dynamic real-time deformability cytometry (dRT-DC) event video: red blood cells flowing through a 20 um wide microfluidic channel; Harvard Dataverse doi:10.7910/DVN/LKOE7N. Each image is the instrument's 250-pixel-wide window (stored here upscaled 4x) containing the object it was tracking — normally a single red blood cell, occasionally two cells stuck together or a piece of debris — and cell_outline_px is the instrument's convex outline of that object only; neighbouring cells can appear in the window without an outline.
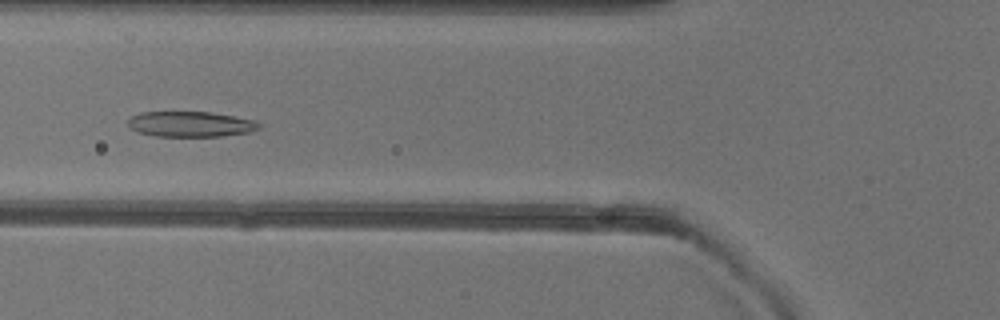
{"species": "common noctule bat (a hibernating species)", "species_latin": "Nyctalus noctula", "temperature_condition": "warm", "stored_images_in_passage": 50, "camera_frame_rate_fps": 3000, "um_per_image_px": 0.085, "animal": {"sex": "female"}, "frame": {"image": 1, "passage_image": 18, "time_ms": 5.667, "image_size_px": [1000, 320], "cell_outline_px": [[260, 128], [248, 132], [220, 136], [156, 136], [140, 132], [132, 128], [128, 124], [128, 120], [132, 116], [144, 112], [212, 112], [256, 120], [260, 124]], "centroid_in_image_um": [16.24, 10.54], "position_along_channel_um": 109.6, "area_um2": 19.19}}
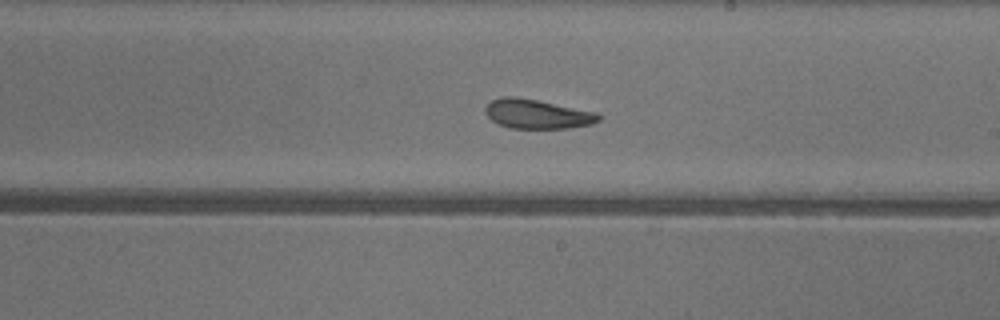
{"frame": {"image": 2, "passage_image": 28, "time_ms": 9.0, "image_size_px": [1000, 320], "cell_outline_px": [[600, 120], [592, 124], [568, 128], [508, 128], [492, 120], [484, 112], [484, 108], [492, 100], [504, 96], [516, 96], [596, 112], [600, 116]], "centroid_in_image_um": [45.64, 9.69], "position_along_channel_um": 243.4, "area_um2": 19.19}}
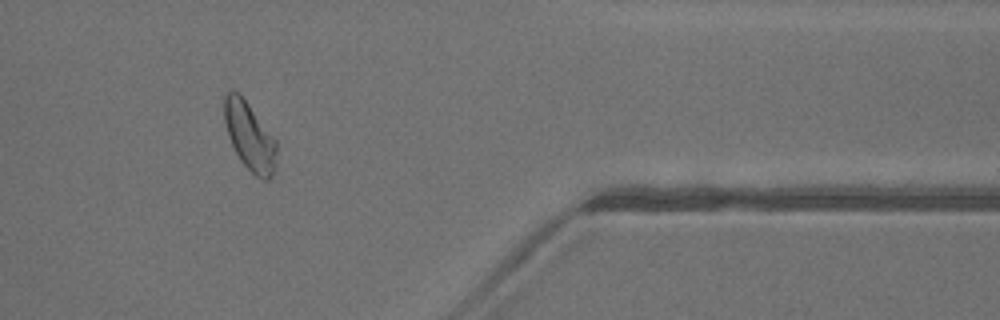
{"frame": {"image": 3, "passage_image": 41, "time_ms": 13.333, "image_size_px": [1000, 320], "cell_outline_px": [[276, 168], [272, 176], [268, 180], [260, 180], [240, 160], [228, 136], [224, 124], [224, 96], [228, 88], [232, 88], [240, 92], [276, 140]], "centroid_in_image_um": [21.2, 11.54], "position_along_channel_um": 390.2, "area_um2": 21.1}, "authors_computed_cell_mechanics": {"area_um2": 21.0392, "velocity_mm_per_s": 4.0096, "shape_relaxation_time_tau1_ms": 8.0872, "shape_relaxation_time_tau2_ms": 1.454, "deformation_change_tau1": 0.1963, "deformation_change_tau2": 0.074}}